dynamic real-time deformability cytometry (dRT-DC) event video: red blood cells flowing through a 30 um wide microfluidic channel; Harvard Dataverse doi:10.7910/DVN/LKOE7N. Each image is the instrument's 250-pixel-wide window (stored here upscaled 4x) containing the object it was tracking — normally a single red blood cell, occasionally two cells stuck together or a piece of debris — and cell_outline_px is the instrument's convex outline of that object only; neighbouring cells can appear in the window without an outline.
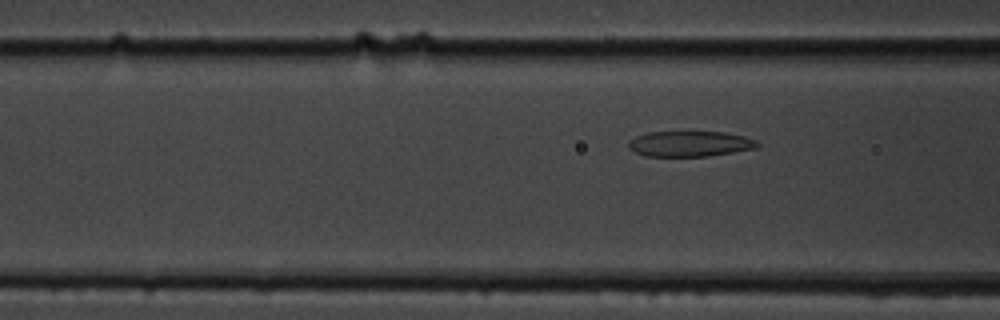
{"species": "common noctule bat (a hibernating species)", "species_latin": "Nyctalus noctula", "temperature_condition": "cold", "stored_images_in_passage": 6, "camera_frame_rate_fps": 3000, "um_per_image_px": 0.085, "animal": {"sex": "male", "body_mass_g": 19.5, "forearm_length_mm": 54.6}, "frame": {"image": 1, "passage_image": 6, "time_ms": 6.667, "image_size_px": [1000, 320], "cell_outline_px": [[760, 144], [756, 148], [708, 156], [644, 156], [628, 148], [628, 140], [636, 136], [648, 132], [724, 132], [744, 136], [756, 140]], "centroid_in_image_um": [58.62, 12.22], "position_along_channel_um": 108.0, "area_um2": 19.13}}